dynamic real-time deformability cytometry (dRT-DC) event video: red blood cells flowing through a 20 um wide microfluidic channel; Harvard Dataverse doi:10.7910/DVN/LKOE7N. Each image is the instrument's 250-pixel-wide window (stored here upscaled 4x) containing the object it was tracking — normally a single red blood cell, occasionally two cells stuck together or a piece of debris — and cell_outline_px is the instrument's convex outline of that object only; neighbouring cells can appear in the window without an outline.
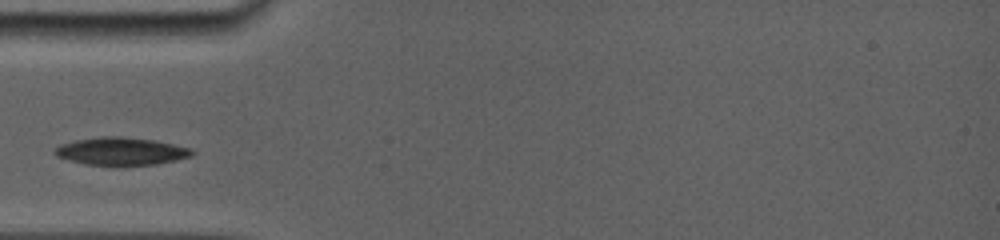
{"species": "common noctule bat (a hibernating species)", "species_latin": "Nyctalus noctula", "temperature_condition": "room temperature", "stored_images_in_passage": 1, "camera_frame_rate_fps": 5000, "um_per_image_px": 0.085, "animal": {"sex": "female", "body_mass_g": 19.0, "forearm_length_mm": 56.7}, "frame": {"image": 1, "passage_image": 1, "time_ms": 0.0, "image_size_px": [1000, 240], "cell_outline_px": [[196, 152], [192, 156], [176, 160], [156, 164], [84, 164], [68, 160], [56, 156], [52, 152], [60, 144], [76, 140], [100, 136], [120, 136], [156, 140], [192, 148]], "centroid_in_image_um": [10.31, 12.83], "position_along_channel_um": 74.7, "area_um2": 22.08}}